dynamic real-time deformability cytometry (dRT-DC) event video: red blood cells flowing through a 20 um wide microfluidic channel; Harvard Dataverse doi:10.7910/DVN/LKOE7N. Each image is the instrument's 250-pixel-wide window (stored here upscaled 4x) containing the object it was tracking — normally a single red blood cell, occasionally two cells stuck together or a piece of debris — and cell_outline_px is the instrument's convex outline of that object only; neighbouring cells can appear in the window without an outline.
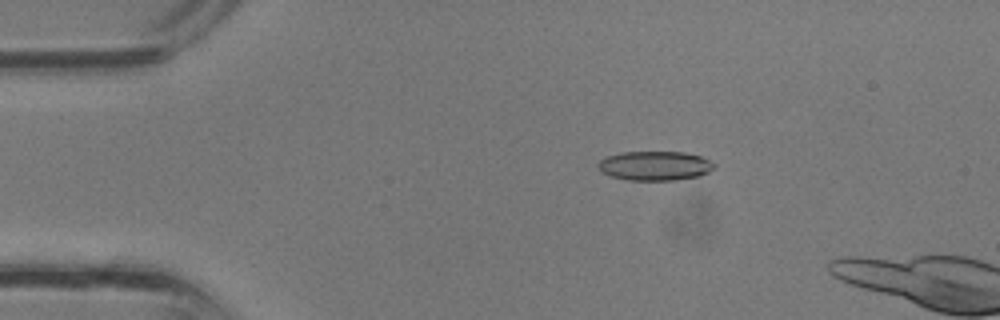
{"species": "common noctule bat (a hibernating species)", "species_latin": "Nyctalus noctula", "temperature_condition": "room temperature", "stored_images_in_passage": 8, "camera_frame_rate_fps": 3000, "um_per_image_px": 0.085, "animal": {"sex": "male", "body_mass_g": 13.3}, "frame": {"image": 1, "passage_image": 6, "time_ms": 1.667, "image_size_px": [1000, 320], "cell_outline_px": [[716, 164], [708, 172], [700, 176], [676, 180], [628, 180], [612, 176], [600, 172], [596, 164], [600, 160], [608, 156], [624, 152], [684, 152], [700, 156]], "centroid_in_image_um": [55.65, 14.09], "position_along_channel_um": 29.4, "area_um2": 19.77}}